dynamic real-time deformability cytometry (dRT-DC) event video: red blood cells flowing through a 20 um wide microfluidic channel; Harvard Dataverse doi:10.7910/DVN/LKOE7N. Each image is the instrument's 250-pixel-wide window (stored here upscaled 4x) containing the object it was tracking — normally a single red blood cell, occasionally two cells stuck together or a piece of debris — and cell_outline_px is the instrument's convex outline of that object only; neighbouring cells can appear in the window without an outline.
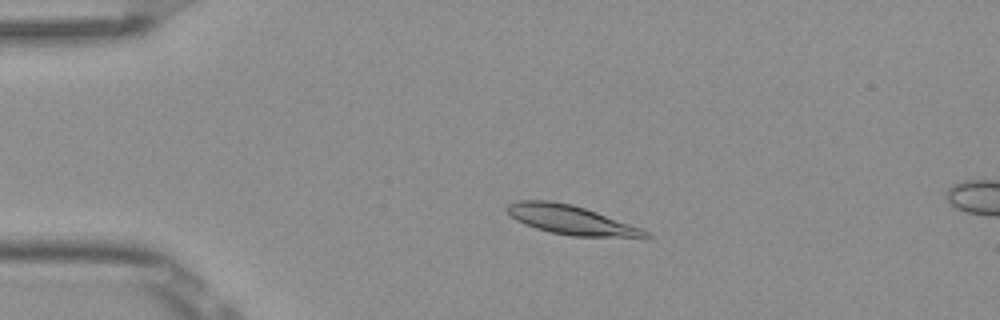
{"species": "Egyptian fruit bat (a non-hibernating species)", "species_latin": "Rousettus aegyptiacus", "temperature_condition": "room temperature", "stored_images_in_passage": 4, "camera_frame_rate_fps": 3000, "um_per_image_px": 0.085, "frame": {"image": 1, "passage_image": 3, "time_ms": 0.667, "image_size_px": [1000, 320], "cell_outline_px": [[652, 236], [648, 240], [572, 236], [548, 232], [524, 224], [508, 216], [504, 208], [508, 204], [516, 200], [552, 200], [572, 204], [596, 212], [640, 228], [648, 232]], "centroid_in_image_um": [48.58, 18.73], "position_along_channel_um": 36.4, "area_um2": 24.33}}